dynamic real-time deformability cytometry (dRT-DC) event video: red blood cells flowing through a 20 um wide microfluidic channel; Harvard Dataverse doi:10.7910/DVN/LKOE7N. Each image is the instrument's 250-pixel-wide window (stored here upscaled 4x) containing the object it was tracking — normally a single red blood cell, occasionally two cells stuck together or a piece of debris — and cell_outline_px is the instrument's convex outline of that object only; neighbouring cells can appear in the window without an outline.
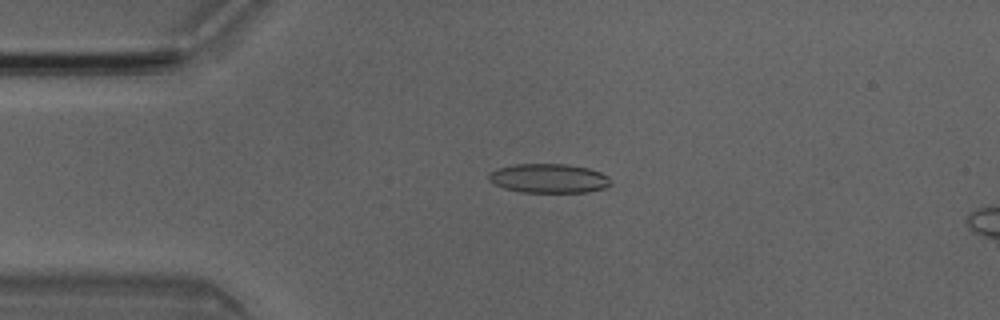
{"species": "Egyptian fruit bat (a non-hibernating species)", "species_latin": "Rousettus aegyptiacus", "temperature_condition": "room temperature", "stored_images_in_passage": 5, "camera_frame_rate_fps": 3000, "um_per_image_px": 0.085, "animal": {"sex": "male"}, "frame": {"image": 1, "passage_image": 4, "time_ms": 1.0, "image_size_px": [1000, 320], "cell_outline_px": [[612, 184], [604, 188], [588, 192], [520, 192], [504, 188], [488, 180], [488, 172], [496, 168], [516, 164], [568, 164], [588, 168], [600, 172], [608, 176]], "centroid_in_image_um": [46.63, 15.15], "position_along_channel_um": 38.4, "area_um2": 20.87}}